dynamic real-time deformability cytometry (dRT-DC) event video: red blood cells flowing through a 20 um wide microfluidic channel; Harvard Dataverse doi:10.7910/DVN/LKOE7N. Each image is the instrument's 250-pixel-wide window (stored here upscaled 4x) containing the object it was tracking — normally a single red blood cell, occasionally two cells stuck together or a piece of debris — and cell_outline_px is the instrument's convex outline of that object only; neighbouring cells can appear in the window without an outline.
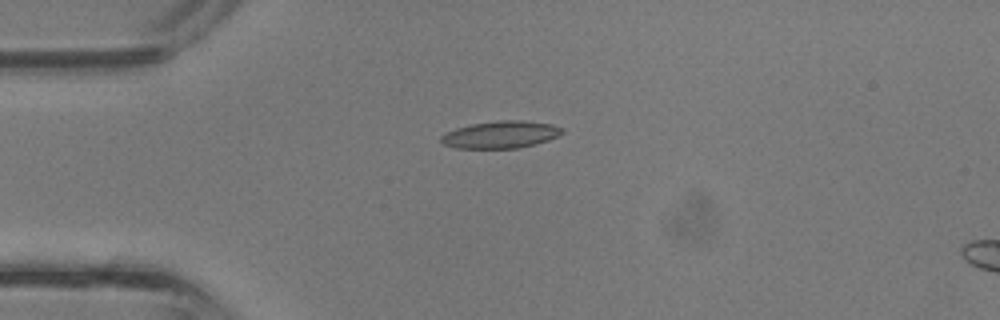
{"species": "common noctule bat (a hibernating species)", "species_latin": "Nyctalus noctula", "temperature_condition": "room temperature", "stored_images_in_passage": 13, "camera_frame_rate_fps": 3000, "um_per_image_px": 0.085, "animal": {"sex": "male", "body_mass_g": 13.3}, "frame": {"image": 1, "passage_image": 10, "time_ms": 3.0, "image_size_px": [1000, 320], "cell_outline_px": [[564, 132], [548, 140], [520, 148], [456, 148], [444, 144], [440, 140], [440, 136], [456, 128], [472, 124], [500, 120], [524, 120], [552, 124], [564, 128]], "centroid_in_image_um": [42.58, 11.44], "position_along_channel_um": 42.4, "area_um2": 19.13}}